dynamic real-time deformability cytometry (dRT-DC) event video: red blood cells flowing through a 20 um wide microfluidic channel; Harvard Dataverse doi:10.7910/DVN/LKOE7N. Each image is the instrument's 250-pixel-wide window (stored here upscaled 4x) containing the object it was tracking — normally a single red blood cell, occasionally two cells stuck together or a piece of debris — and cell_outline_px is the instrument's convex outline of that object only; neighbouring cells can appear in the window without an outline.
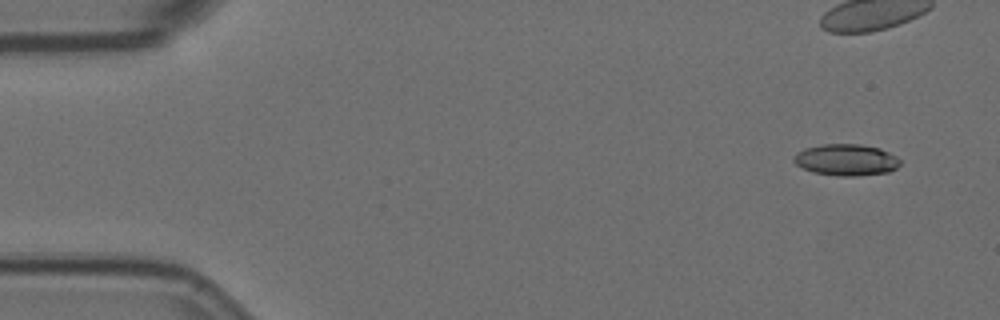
{"species": "Egyptian fruit bat (a non-hibernating species)", "species_latin": "Rousettus aegyptiacus", "temperature_condition": "room temperature", "stored_images_in_passage": 13, "camera_frame_rate_fps": 3000, "um_per_image_px": 0.085, "animal": {"sex": "female"}, "frame": {"image": 1, "passage_image": 1, "time_ms": 0.0, "image_size_px": [1000, 320], "cell_outline_px": [[900, 164], [896, 168], [888, 172], [856, 176], [840, 176], [812, 172], [796, 164], [792, 160], [792, 156], [796, 152], [804, 148], [820, 144], [860, 144], [880, 148], [896, 156], [900, 160]], "centroid_in_image_um": [71.89, 13.58], "position_along_channel_um": 13.1, "area_um2": 19.65}}